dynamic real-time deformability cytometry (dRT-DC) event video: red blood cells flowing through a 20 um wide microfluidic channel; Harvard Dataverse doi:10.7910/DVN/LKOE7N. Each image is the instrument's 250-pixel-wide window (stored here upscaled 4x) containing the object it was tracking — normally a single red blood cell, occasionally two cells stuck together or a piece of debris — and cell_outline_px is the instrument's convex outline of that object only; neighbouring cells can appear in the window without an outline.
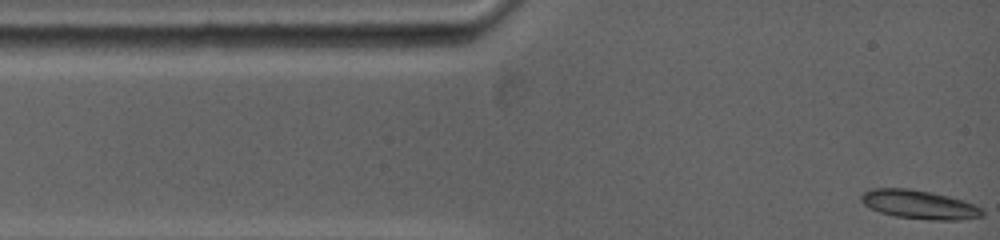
{"species": "common noctule bat (a hibernating species)", "species_latin": "Nyctalus noctula", "temperature_condition": "warm", "stored_images_in_passage": 44, "camera_frame_rate_fps": 5000, "um_per_image_px": 0.085, "animal": {"sex": "female", "body_mass_g": 19.0, "forearm_length_mm": 53.3}, "frame": {"image": 1, "passage_image": 1, "time_ms": 0.0, "image_size_px": [1000, 240], "cell_outline_px": [[984, 216], [960, 220], [932, 220], [896, 216], [880, 212], [864, 204], [860, 200], [860, 196], [864, 192], [872, 188], [912, 188], [932, 192], [964, 200], [976, 204], [984, 212]], "centroid_in_image_um": [78.17, 17.38], "position_along_channel_um": 6.8, "area_um2": 20.4}}
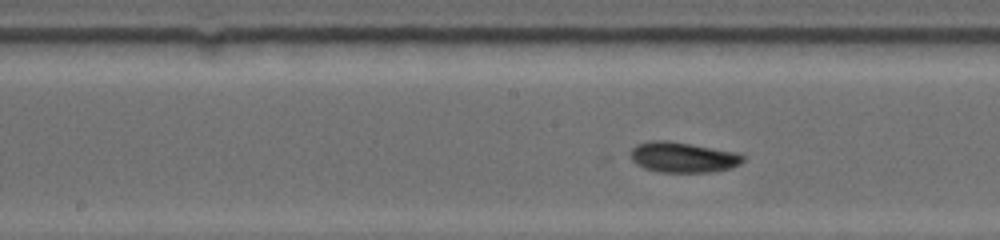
{"frame": {"image": 2, "passage_image": 25, "time_ms": 6.0, "image_size_px": [1000, 240], "cell_outline_px": [[744, 160], [740, 164], [732, 168], [708, 172], [656, 172], [644, 168], [636, 164], [632, 160], [628, 152], [636, 144], [648, 140], [668, 140], [692, 144], [736, 152], [744, 156]], "centroid_in_image_um": [58.0, 13.36], "position_along_channel_um": 190.2, "area_um2": 20.23}}
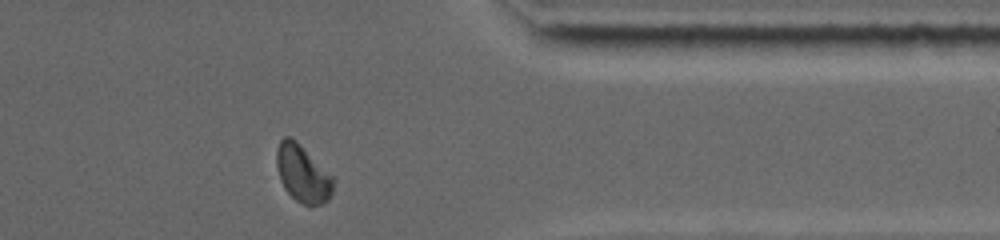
{"frame": {"image": 3, "passage_image": 44, "time_ms": 11.4, "image_size_px": [1000, 240], "cell_outline_px": [[336, 180], [332, 192], [328, 200], [320, 204], [304, 204], [296, 200], [284, 188], [280, 180], [276, 164], [276, 148], [280, 140], [284, 136], [288, 136], [296, 140], [336, 176]], "centroid_in_image_um": [25.77, 14.72], "position_along_channel_um": 385.6, "area_um2": 19.36}, "authors_computed_cell_mechanics": {"area_um2": 19.6231, "velocity_mm_per_s": 3.8417, "shape_relaxation_time_tau1_ms": null, "shape_relaxation_time_tau2_ms": 2.6299, "deformation_change_tau1": null, "deformation_change_tau2": 0.0563}}